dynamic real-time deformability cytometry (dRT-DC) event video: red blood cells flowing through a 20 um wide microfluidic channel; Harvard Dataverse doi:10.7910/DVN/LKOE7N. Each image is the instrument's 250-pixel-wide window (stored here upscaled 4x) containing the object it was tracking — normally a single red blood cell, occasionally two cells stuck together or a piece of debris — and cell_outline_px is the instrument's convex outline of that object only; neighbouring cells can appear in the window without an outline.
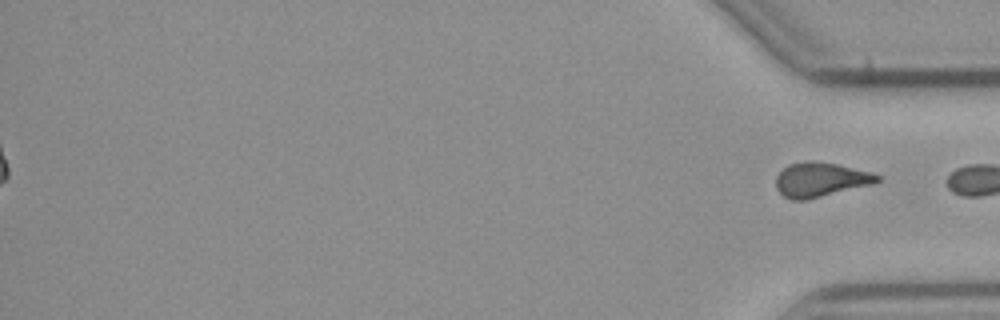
{"species": "common noctule bat (a hibernating species)", "species_latin": "Nyctalus noctula", "temperature_condition": "cold", "stored_images_in_passage": 44, "segment_of_instrument_passage": [2, 2], "camera_frame_rate_fps": 3000, "um_per_image_px": 0.085, "animal": {"sex": "male", "body_mass_g": 23.1, "forearm_length_mm": 52.7}, "frame": {"image": 1, "passage_image": 44, "time_ms": 14.333, "image_size_px": [1000, 320], "cell_outline_px": [[880, 180], [872, 184], [808, 200], [792, 200], [784, 196], [776, 188], [776, 176], [788, 164], [808, 160], [812, 160], [836, 164], [872, 172], [880, 176]], "centroid_in_image_um": [69.73, 15.27], "position_along_channel_um": 365.5, "area_um2": 20.35}}